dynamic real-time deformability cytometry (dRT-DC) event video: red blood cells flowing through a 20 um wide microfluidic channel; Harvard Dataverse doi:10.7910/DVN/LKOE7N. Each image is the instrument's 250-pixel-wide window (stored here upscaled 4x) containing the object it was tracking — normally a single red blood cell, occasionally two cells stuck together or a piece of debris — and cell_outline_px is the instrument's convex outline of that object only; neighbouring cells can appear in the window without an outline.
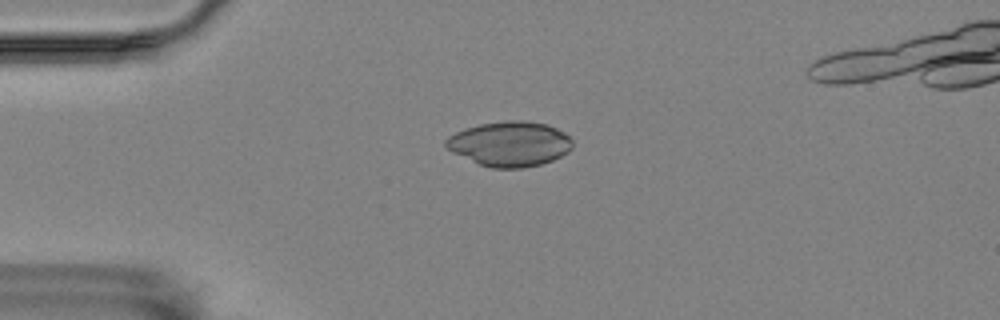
{"species": "Egyptian fruit bat (a non-hibernating species)", "species_latin": "Rousettus aegyptiacus", "temperature_condition": "room temperature", "stored_images_in_passage": 49, "camera_frame_rate_fps": 3000, "um_per_image_px": 0.085, "animal": {"sex": "female"}, "frame": {"image": 1, "passage_image": 8, "time_ms": 2.333, "image_size_px": [1000, 320], "cell_outline_px": [[572, 148], [568, 152], [552, 160], [540, 164], [524, 168], [492, 168], [480, 164], [452, 152], [444, 144], [444, 140], [448, 136], [464, 128], [480, 124], [504, 120], [524, 120], [548, 124], [564, 132], [572, 140]], "centroid_in_image_um": [43.33, 12.21], "position_along_channel_um": 41.7, "area_um2": 33.23}}
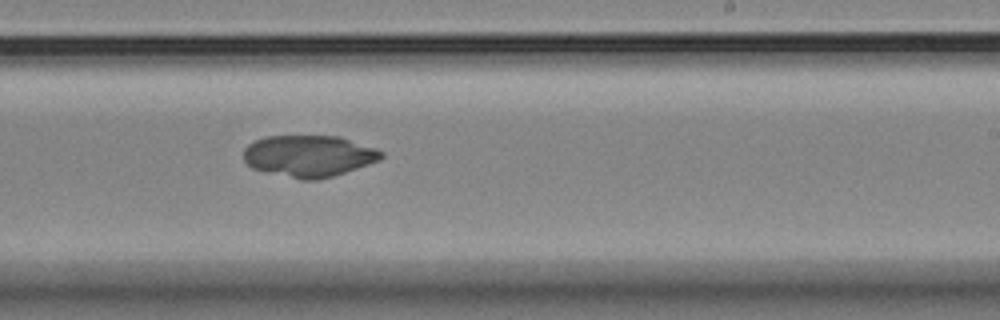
{"frame": {"image": 2, "passage_image": 29, "time_ms": 9.333, "image_size_px": [1000, 320], "cell_outline_px": [[384, 156], [380, 160], [332, 176], [316, 180], [300, 180], [252, 168], [244, 160], [244, 148], [248, 144], [264, 136], [340, 136], [376, 148], [384, 152]], "centroid_in_image_um": [26.26, 13.25], "position_along_channel_um": 262.7, "area_um2": 33.35}}
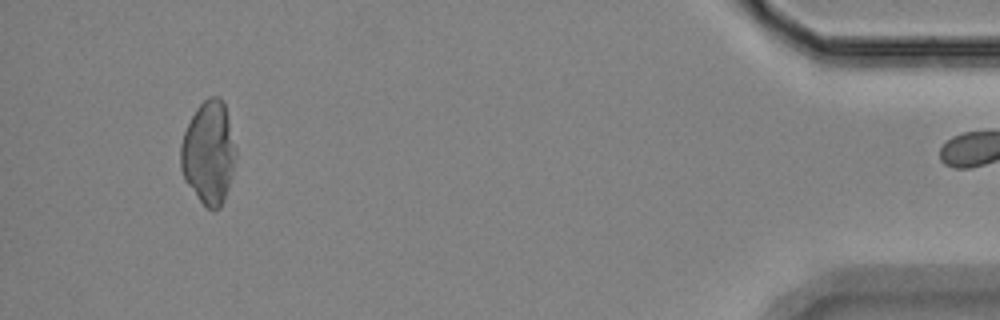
{"frame": {"image": 3, "passage_image": 48, "time_ms": 15.667, "image_size_px": [1000, 320], "cell_outline_px": [[236, 156], [232, 176], [224, 200], [220, 208], [208, 208], [200, 200], [184, 180], [180, 168], [180, 144], [184, 132], [196, 108], [208, 96], [216, 96], [224, 100], [236, 148]], "centroid_in_image_um": [17.74, 12.95], "position_along_channel_um": 417.5, "area_um2": 33.18}}